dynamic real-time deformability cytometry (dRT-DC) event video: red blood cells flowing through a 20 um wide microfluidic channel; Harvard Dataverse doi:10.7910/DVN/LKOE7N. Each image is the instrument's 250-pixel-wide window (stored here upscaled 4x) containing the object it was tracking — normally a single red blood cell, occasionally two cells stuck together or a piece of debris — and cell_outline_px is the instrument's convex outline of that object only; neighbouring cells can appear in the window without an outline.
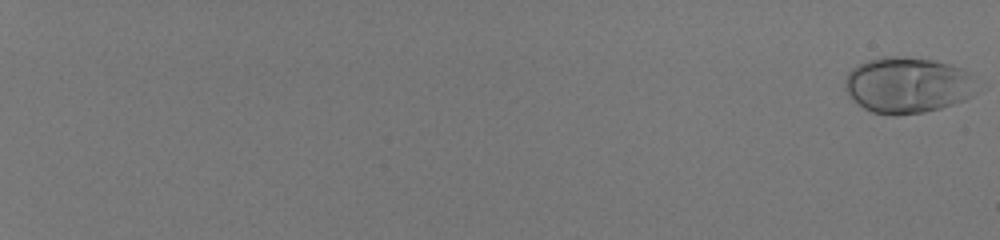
{"species": "human", "species_latin": "Homo sapiens", "temperature_condition": "room temperature", "stored_images_in_passage": 59, "camera_frame_rate_fps": 3000, "um_per_image_px": 0.085, "donor": {"sex": "male"}, "frame": {"image": 1, "passage_image": 1, "time_ms": 0.0, "image_size_px": [1000, 240], "cell_outline_px": [[972, 96], [964, 100], [940, 108], [924, 112], [896, 116], [892, 116], [872, 112], [864, 108], [844, 88], [844, 80], [848, 72], [852, 68], [868, 60], [880, 56], [908, 56], [936, 60], [952, 64], [964, 68], [968, 72]], "centroid_in_image_um": [77.08, 7.21], "position_along_channel_um": 7.9, "area_um2": 42.77}}
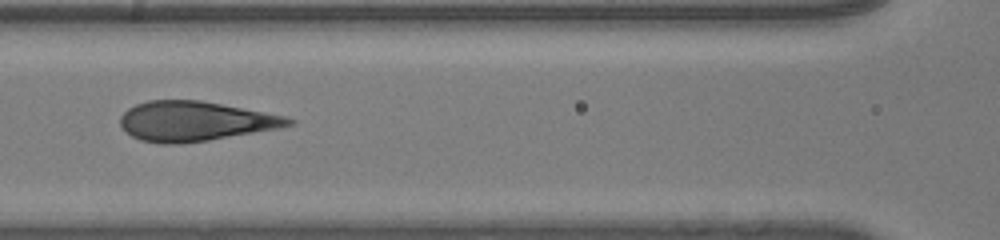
{"frame": {"image": 2, "passage_image": 34, "time_ms": 11.0, "image_size_px": [1000, 240], "cell_outline_px": [[296, 124], [280, 128], [184, 144], [160, 144], [140, 140], [132, 136], [120, 124], [120, 116], [128, 108], [136, 104], [148, 100], [200, 100], [288, 116], [296, 120]], "centroid_in_image_um": [16.61, 10.3], "position_along_channel_um": 150.0, "area_um2": 39.13}}
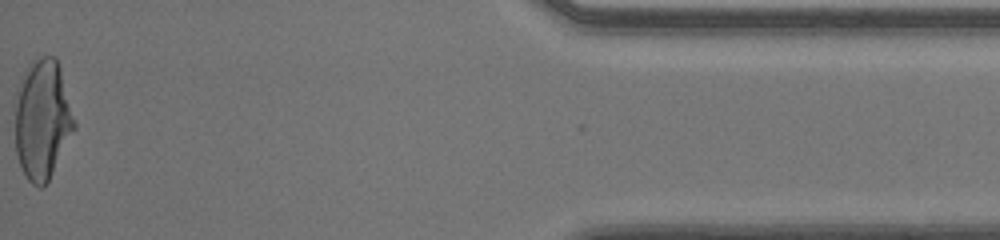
{"frame": {"image": 3, "passage_image": 59, "time_ms": 19.333, "image_size_px": [1000, 240], "cell_outline_px": [[76, 128], [48, 180], [40, 188], [32, 184], [28, 180], [20, 164], [16, 152], [16, 104], [20, 80], [28, 64], [32, 60], [44, 56], [56, 56], [60, 68], [76, 120]], "centroid_in_image_um": [3.63, 10.13], "position_along_channel_um": 431.6, "area_um2": 41.15}, "authors_computed_cell_mechanics": {"area_um2": 39.4774, "velocity_mm_per_s": 4.0521, "shape_relaxation_time_tau1_ms": 6.7224, "shape_relaxation_time_tau2_ms": null, "deformation_change_tau1": 0.2606, "deformation_change_tau2": null}}